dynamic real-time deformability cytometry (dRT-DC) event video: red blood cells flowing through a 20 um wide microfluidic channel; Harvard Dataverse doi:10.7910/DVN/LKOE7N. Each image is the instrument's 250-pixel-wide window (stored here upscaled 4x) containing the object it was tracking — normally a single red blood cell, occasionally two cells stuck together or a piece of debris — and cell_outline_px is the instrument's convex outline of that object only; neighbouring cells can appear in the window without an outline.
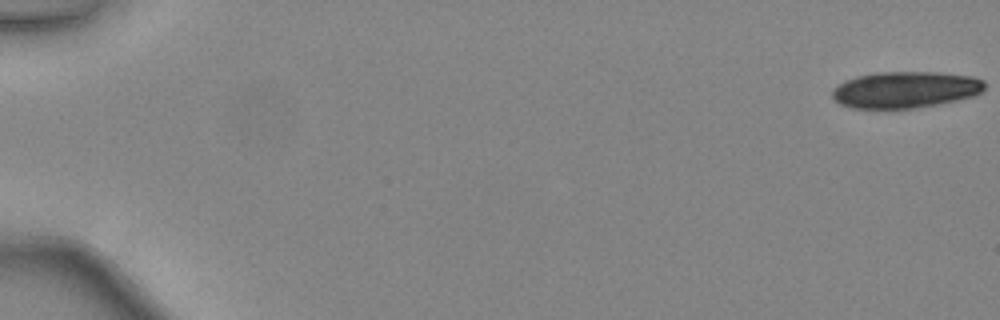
{"species": "common noctule bat (a hibernating species)", "species_latin": "Nyctalus noctula", "temperature_condition": "warm", "stored_images_in_passage": 5, "camera_frame_rate_fps": 3000, "um_per_image_px": 0.085, "animal": {"sex": "female", "body_mass_g": 24.6, "forearm_length_mm": 56.2}, "frame": {"image": 1, "passage_image": 1, "time_ms": 0.0, "image_size_px": [1000, 320], "cell_outline_px": [[984, 88], [980, 92], [972, 96], [956, 100], [916, 108], [852, 108], [840, 104], [832, 96], [832, 92], [840, 84], [856, 76], [876, 72], [936, 72], [972, 76], [984, 80]], "centroid_in_image_um": [76.96, 7.62], "position_along_channel_um": 8.0, "area_um2": 32.08}}